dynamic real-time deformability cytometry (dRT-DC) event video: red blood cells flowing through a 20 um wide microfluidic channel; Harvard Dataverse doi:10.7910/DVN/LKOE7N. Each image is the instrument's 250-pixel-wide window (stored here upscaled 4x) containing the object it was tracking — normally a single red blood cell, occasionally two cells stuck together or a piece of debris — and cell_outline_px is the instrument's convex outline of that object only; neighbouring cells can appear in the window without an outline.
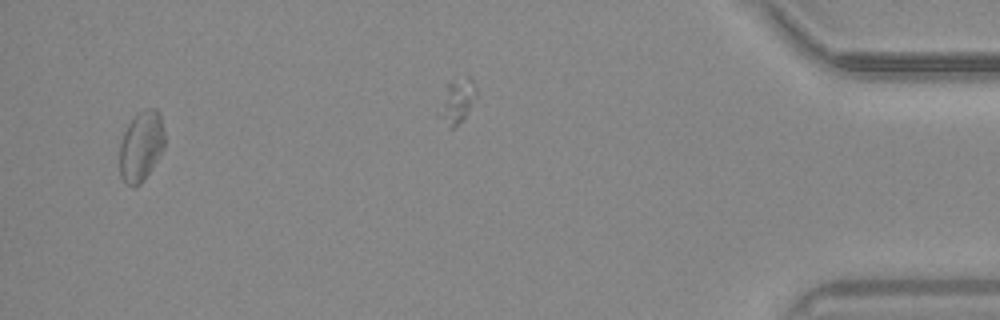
{"species": "common noctule bat (a hibernating species)", "species_latin": "Nyctalus noctula", "temperature_condition": "warm", "stored_images_in_passage": 33, "camera_frame_rate_fps": 3000, "um_per_image_px": 0.085, "animal": {"sex": "male", "body_mass_g": 20.4}, "frame": {"image": 1, "passage_image": 30, "time_ms": 9.667, "image_size_px": [1000, 320], "cell_outline_px": [[164, 148], [152, 168], [144, 180], [140, 184], [132, 188], [120, 176], [120, 144], [124, 132], [128, 124], [144, 108], [156, 108], [160, 112], [164, 128]], "centroid_in_image_um": [12.01, 12.42], "position_along_channel_um": 423.2, "area_um2": 18.44}}